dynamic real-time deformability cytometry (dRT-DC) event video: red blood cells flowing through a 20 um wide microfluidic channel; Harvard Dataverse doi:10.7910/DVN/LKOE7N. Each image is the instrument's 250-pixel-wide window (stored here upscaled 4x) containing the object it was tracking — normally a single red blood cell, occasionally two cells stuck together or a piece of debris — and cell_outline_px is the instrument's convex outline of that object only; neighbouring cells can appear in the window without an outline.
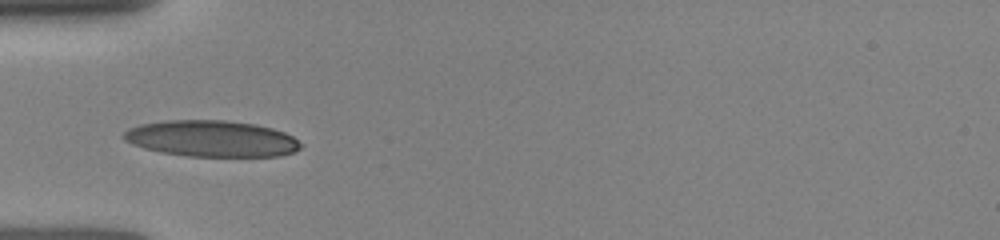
{"species": "human", "species_latin": "Homo sapiens", "temperature_condition": "room temperature", "stored_images_in_passage": 4, "camera_frame_rate_fps": 3000, "um_per_image_px": 0.085, "donor": {"sex": "female"}, "frame": {"image": 1, "passage_image": 1, "time_ms": 0.0, "image_size_px": [1000, 240], "cell_outline_px": [[304, 144], [296, 152], [280, 156], [188, 156], [160, 152], [144, 148], [132, 144], [124, 140], [120, 136], [128, 128], [140, 124], [168, 120], [224, 120], [256, 124], [272, 128], [284, 132], [292, 136]], "centroid_in_image_um": [17.99, 11.78], "position_along_channel_um": 67.0, "area_um2": 37.69}}
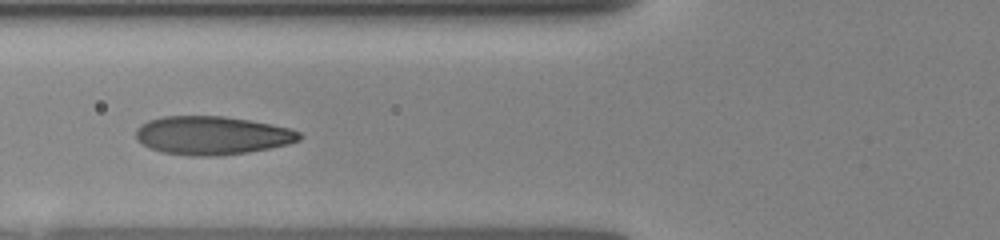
{"frame": {"image": 2, "passage_image": 2, "time_ms": 1.0, "image_size_px": [1000, 240], "cell_outline_px": [[304, 136], [300, 140], [288, 144], [248, 152], [216, 156], [192, 156], [160, 152], [136, 140], [136, 128], [140, 124], [148, 120], [164, 116], [224, 116], [272, 124], [288, 128], [300, 132]], "centroid_in_image_um": [18.02, 11.51], "position_along_channel_um": 107.8, "area_um2": 36.7}}
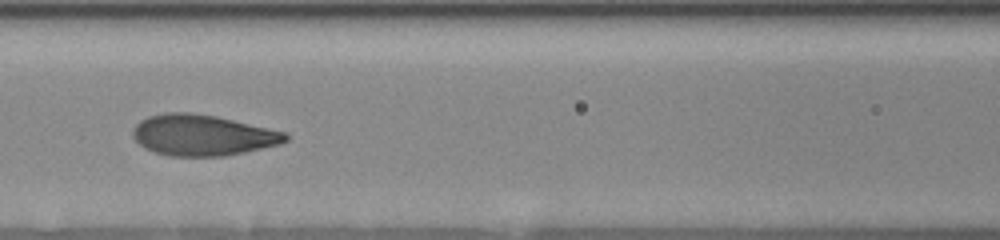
{"frame": {"image": 3, "passage_image": 3, "time_ms": 2.0, "image_size_px": [1000, 240], "cell_outline_px": [[288, 140], [280, 144], [244, 152], [224, 156], [168, 156], [144, 148], [132, 136], [132, 128], [140, 120], [148, 116], [164, 112], [188, 112], [216, 116], [288, 132]], "centroid_in_image_um": [17.21, 11.48], "position_along_channel_um": 149.4, "area_um2": 36.59}}